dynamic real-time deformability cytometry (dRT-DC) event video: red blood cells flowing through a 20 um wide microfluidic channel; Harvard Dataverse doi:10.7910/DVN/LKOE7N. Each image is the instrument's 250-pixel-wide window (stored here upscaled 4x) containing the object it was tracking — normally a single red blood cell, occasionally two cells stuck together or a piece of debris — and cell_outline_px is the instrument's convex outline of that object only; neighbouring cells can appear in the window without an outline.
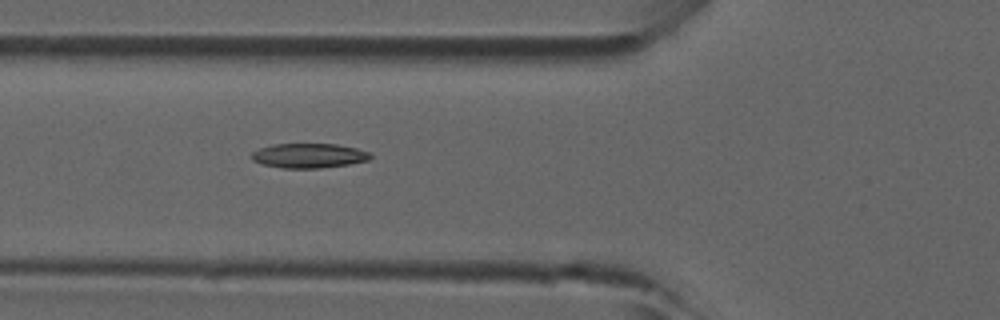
{"species": "common noctule bat (a hibernating species)", "species_latin": "Nyctalus noctula", "temperature_condition": "room temperature", "stored_images_in_passage": 21, "camera_frame_rate_fps": 3000, "um_per_image_px": 0.085, "animal": {"sex": "male", "forearm_length_mm": 52.5}, "frame": {"image": 1, "passage_image": 14, "time_ms": 4.333, "image_size_px": [1000, 320], "cell_outline_px": [[372, 156], [368, 160], [348, 164], [320, 168], [280, 168], [264, 164], [252, 160], [252, 152], [260, 148], [272, 144], [336, 144], [356, 148], [372, 152]], "centroid_in_image_um": [26.27, 13.23], "position_along_channel_um": 99.5, "area_um2": 16.99}}